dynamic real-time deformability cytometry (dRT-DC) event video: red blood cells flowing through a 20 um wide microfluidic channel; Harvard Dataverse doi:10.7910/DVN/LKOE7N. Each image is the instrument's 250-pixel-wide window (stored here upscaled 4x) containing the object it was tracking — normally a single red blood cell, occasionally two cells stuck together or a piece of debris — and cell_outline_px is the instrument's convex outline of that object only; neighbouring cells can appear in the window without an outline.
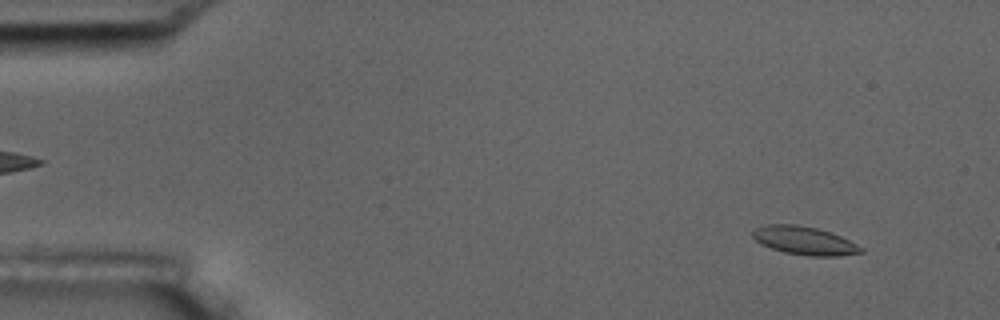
{"species": "common noctule bat (a hibernating species)", "species_latin": "Nyctalus noctula", "temperature_condition": "room temperature", "stored_images_in_passage": 4, "camera_frame_rate_fps": 3000, "um_per_image_px": 0.085, "animal": {"sex": "male", "body_mass_g": 17.5, "forearm_length_mm": 52.3}, "frame": {"image": 1, "passage_image": 1, "time_ms": 0.0, "image_size_px": [1000, 320], "cell_outline_px": [[864, 252], [836, 256], [808, 256], [784, 252], [760, 244], [752, 236], [752, 232], [756, 228], [768, 224], [796, 224], [816, 228], [840, 236], [864, 248]], "centroid_in_image_um": [68.36, 20.46], "position_along_channel_um": 16.6, "area_um2": 17.69}}
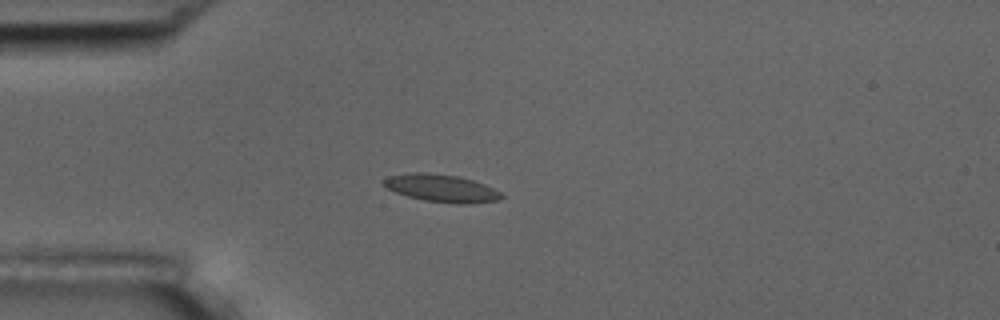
{"frame": {"image": 2, "passage_image": 4, "time_ms": 1.0, "image_size_px": [1000, 320], "cell_outline_px": [[504, 196], [500, 200], [472, 204], [456, 204], [424, 200], [408, 196], [396, 192], [380, 184], [380, 180], [388, 176], [412, 172], [424, 172], [456, 176], [472, 180], [484, 184], [500, 192]], "centroid_in_image_um": [37.5, 16.0], "position_along_channel_um": 47.5, "area_um2": 19.02}}